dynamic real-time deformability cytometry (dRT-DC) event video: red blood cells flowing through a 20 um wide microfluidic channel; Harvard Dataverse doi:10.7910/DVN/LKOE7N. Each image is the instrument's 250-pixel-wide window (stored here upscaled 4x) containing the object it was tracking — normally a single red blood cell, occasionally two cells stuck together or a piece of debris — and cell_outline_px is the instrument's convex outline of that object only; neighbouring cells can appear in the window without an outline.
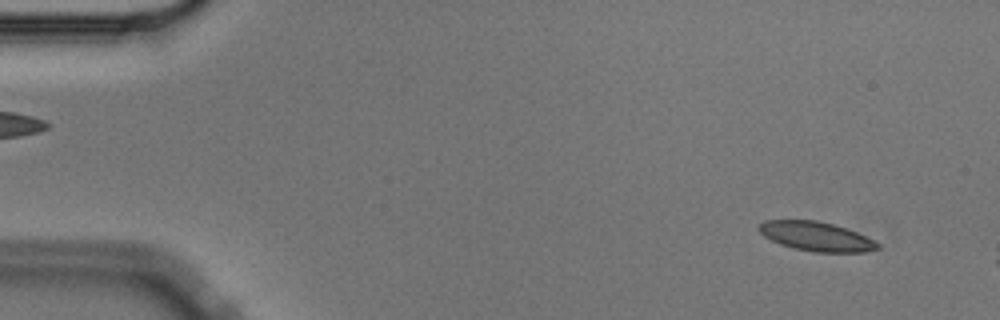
{"species": "Egyptian fruit bat (a non-hibernating species)", "species_latin": "Rousettus aegyptiacus", "temperature_condition": "cold", "stored_images_in_passage": 53, "camera_frame_rate_fps": 3000, "um_per_image_px": 0.085, "animal": {"sex": "male"}, "frame": {"image": 1, "passage_image": 4, "time_ms": 1.0, "image_size_px": [1000, 320], "cell_outline_px": [[880, 248], [864, 252], [816, 252], [796, 248], [780, 244], [764, 236], [756, 228], [764, 220], [816, 220], [832, 224], [856, 232], [880, 244]], "centroid_in_image_um": [69.35, 20.09], "position_along_channel_um": 15.6, "area_um2": 19.94}}
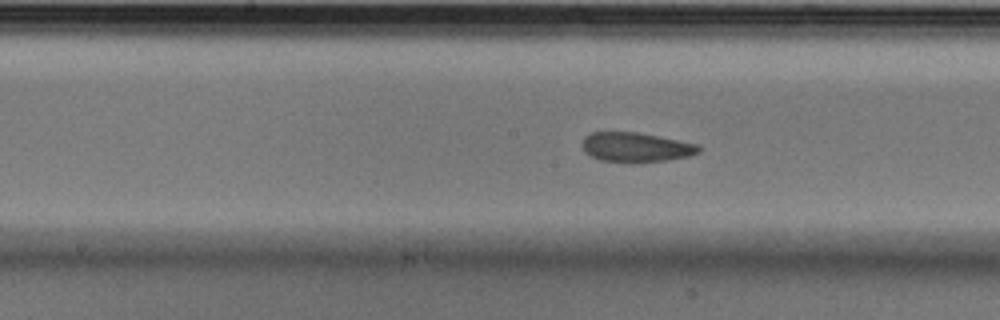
{"frame": {"image": 2, "passage_image": 28, "time_ms": 9.0, "image_size_px": [1000, 320], "cell_outline_px": [[700, 152], [688, 156], [668, 160], [636, 164], [632, 164], [600, 160], [584, 152], [580, 144], [584, 136], [592, 132], [636, 132], [696, 144], [700, 148]], "centroid_in_image_um": [53.98, 12.54], "position_along_channel_um": 194.2, "area_um2": 20.35}}
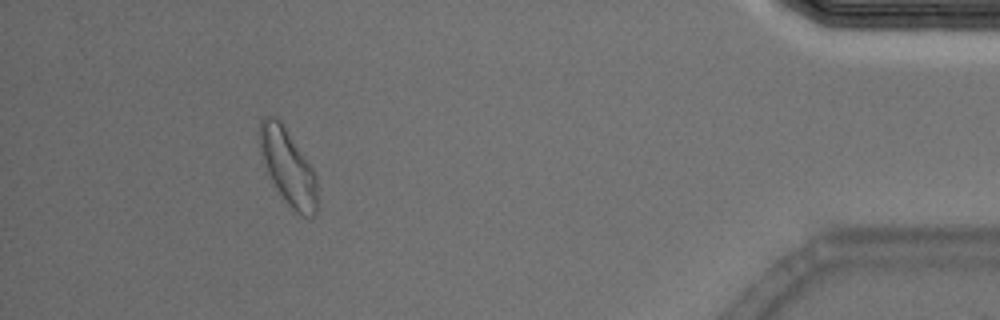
{"frame": {"image": 3, "passage_image": 51, "time_ms": 16.667, "image_size_px": [1000, 320], "cell_outline_px": [[316, 212], [312, 216], [300, 216], [284, 200], [276, 188], [268, 172], [260, 148], [260, 120], [264, 116], [276, 116], [280, 120], [312, 168], [316, 176]], "centroid_in_image_um": [24.48, 14.19], "position_along_channel_um": 410.7, "area_um2": 24.68}}